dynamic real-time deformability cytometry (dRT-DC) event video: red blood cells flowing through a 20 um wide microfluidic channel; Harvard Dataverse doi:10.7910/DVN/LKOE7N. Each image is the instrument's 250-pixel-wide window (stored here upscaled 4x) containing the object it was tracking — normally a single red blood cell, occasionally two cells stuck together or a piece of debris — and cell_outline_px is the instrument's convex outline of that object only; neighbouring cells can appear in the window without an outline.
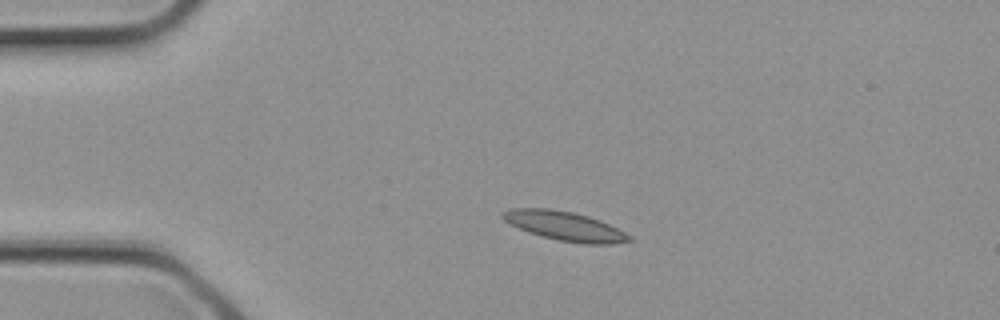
{"species": "common noctule bat (a hibernating species)", "species_latin": "Nyctalus noctula", "temperature_condition": "cold", "stored_images_in_passage": 1, "camera_frame_rate_fps": 3000, "um_per_image_px": 0.085, "animal": {"sex": "female", "body_mass_g": 21.9}, "frame": {"image": 1, "passage_image": 1, "time_ms": 0.0, "image_size_px": [1000, 320], "cell_outline_px": [[636, 240], [612, 244], [584, 244], [560, 240], [528, 232], [504, 220], [500, 216], [500, 212], [512, 208], [548, 208], [572, 212], [588, 216], [600, 220], [632, 236]], "centroid_in_image_um": [48.03, 19.21], "position_along_channel_um": 37.0, "area_um2": 21.39}}